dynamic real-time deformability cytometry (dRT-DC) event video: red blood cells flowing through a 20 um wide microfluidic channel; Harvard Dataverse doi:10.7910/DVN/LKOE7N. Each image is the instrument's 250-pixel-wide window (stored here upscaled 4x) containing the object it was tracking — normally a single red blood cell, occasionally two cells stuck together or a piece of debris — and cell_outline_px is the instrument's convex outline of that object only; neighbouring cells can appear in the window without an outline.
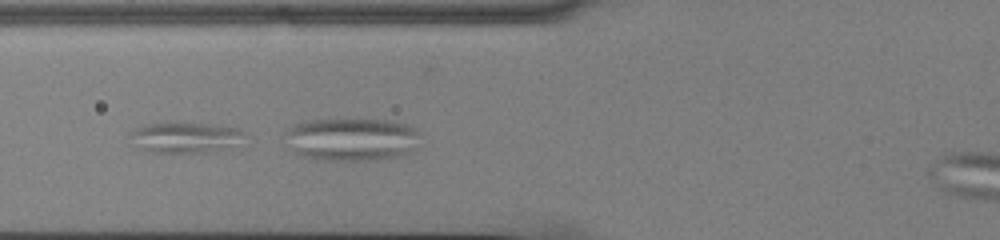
{"species": "common noctule bat (a hibernating species)", "species_latin": "Nyctalus noctula", "temperature_condition": "cold", "stored_images_in_passage": 45, "camera_frame_rate_fps": 3000, "um_per_image_px": 0.085, "animal": {"sex": "male", "body_mass_g": 13.0, "forearm_length_mm": 53.1}, "frame": {"image": 1, "passage_image": 15, "time_ms": 4.667, "image_size_px": [1000, 240], "cell_outline_px": [[420, 136], [416, 148], [400, 156], [376, 160], [332, 160], [304, 156], [296, 152], [280, 136], [288, 128], [296, 124], [308, 120], [388, 120], [408, 124], [416, 128], [420, 132]], "centroid_in_image_um": [29.91, 11.83], "position_along_channel_um": 95.9, "area_um2": 33.93}}
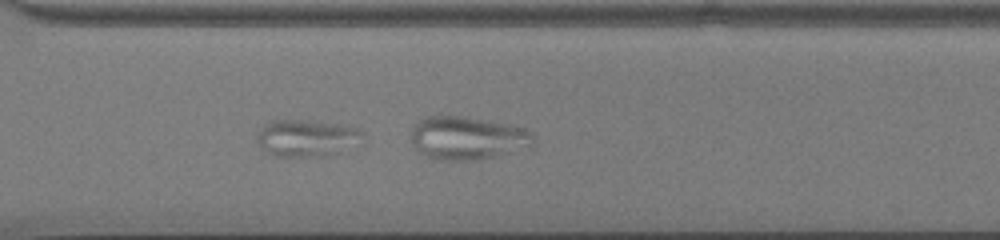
{"frame": {"image": 2, "passage_image": 34, "time_ms": 11.0, "image_size_px": [1000, 240], "cell_outline_px": [[364, 144], [336, 152], [312, 156], [272, 156], [260, 148], [256, 140], [256, 132], [264, 124], [272, 120], [308, 120], [336, 124], [356, 128], [364, 132]], "centroid_in_image_um": [26.05, 11.72], "position_along_channel_um": 344.5, "area_um2": 23.0}}